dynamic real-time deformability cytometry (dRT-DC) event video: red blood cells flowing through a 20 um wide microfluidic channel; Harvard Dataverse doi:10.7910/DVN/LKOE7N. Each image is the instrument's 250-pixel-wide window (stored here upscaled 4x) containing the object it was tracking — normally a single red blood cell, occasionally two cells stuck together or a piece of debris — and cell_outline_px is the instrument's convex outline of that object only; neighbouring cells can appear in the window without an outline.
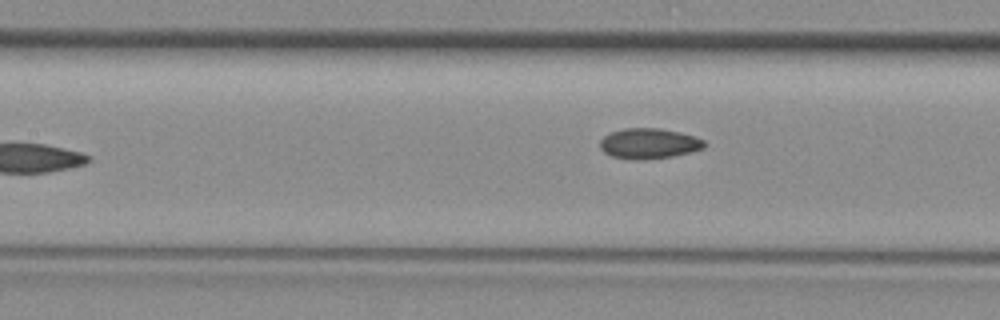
{"species": "common noctule bat (a hibernating species)", "species_latin": "Nyctalus noctula", "temperature_condition": "room temperature", "stored_images_in_passage": 7, "camera_frame_rate_fps": 3000, "um_per_image_px": 0.085, "animal": {"sex": "female", "body_mass_g": 29.2, "forearm_length_mm": 56.3}, "frame": {"image": 1, "passage_image": 7, "time_ms": 2.0, "image_size_px": [1000, 320], "cell_outline_px": [[704, 148], [672, 156], [644, 160], [636, 160], [612, 156], [604, 152], [600, 148], [600, 140], [604, 136], [612, 132], [624, 128], [660, 128], [680, 132], [704, 140]], "centroid_in_image_um": [55.13, 12.2], "position_along_channel_um": 152.3, "area_um2": 18.32}}